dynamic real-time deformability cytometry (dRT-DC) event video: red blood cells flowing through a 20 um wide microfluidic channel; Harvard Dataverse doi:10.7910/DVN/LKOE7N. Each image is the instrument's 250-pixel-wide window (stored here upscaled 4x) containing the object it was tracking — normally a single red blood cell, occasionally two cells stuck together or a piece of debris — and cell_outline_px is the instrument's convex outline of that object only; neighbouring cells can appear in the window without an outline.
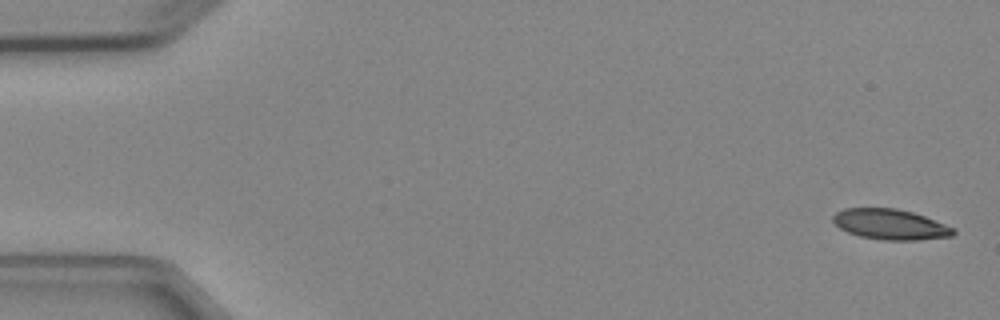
{"species": "Egyptian fruit bat (a non-hibernating species)", "species_latin": "Rousettus aegyptiacus", "temperature_condition": "cold", "stored_images_in_passage": 5, "camera_frame_rate_fps": 3000, "um_per_image_px": 0.085, "animal": {"sex": "female"}, "frame": {"image": 1, "passage_image": 1, "time_ms": 0.0, "image_size_px": [1000, 320], "cell_outline_px": [[956, 232], [952, 236], [916, 240], [884, 240], [860, 236], [848, 232], [840, 228], [832, 220], [832, 216], [836, 212], [844, 208], [896, 208], [912, 212], [924, 216], [956, 228]], "centroid_in_image_um": [75.69, 19.07], "position_along_channel_um": 9.3, "area_um2": 21.33}}
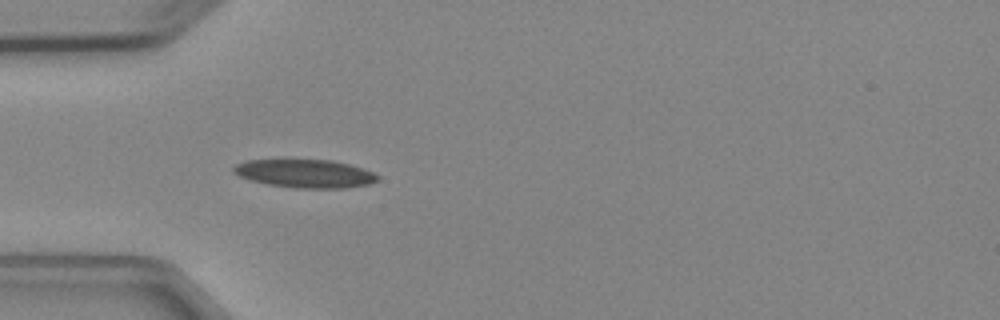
{"frame": {"image": 2, "passage_image": 5, "time_ms": 4.667, "image_size_px": [1000, 320], "cell_outline_px": [[380, 180], [368, 184], [348, 188], [296, 188], [268, 184], [252, 180], [240, 176], [232, 172], [232, 168], [236, 164], [244, 160], [284, 156], [288, 156], [332, 160], [348, 164], [372, 172], [380, 176]], "centroid_in_image_um": [25.85, 14.69], "position_along_channel_um": 59.1, "area_um2": 24.97}}